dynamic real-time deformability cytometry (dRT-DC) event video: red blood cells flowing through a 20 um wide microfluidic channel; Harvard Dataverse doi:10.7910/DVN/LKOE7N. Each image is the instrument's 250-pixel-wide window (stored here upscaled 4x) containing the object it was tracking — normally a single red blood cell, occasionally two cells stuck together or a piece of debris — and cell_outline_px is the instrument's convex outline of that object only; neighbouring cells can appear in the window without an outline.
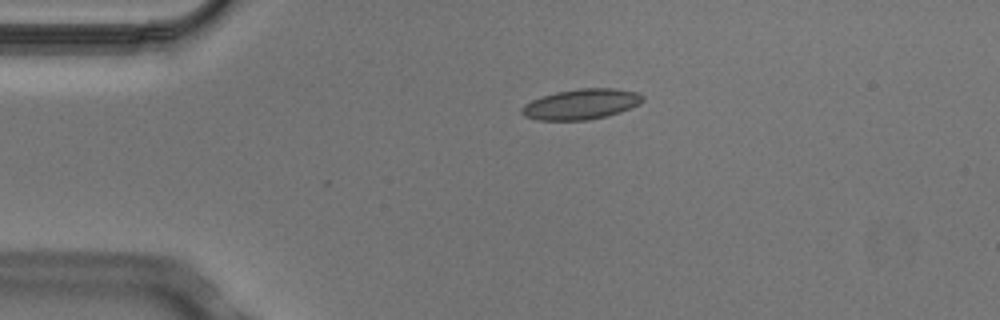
{"species": "Egyptian fruit bat (a non-hibernating species)", "species_latin": "Rousettus aegyptiacus", "temperature_condition": "cold", "stored_images_in_passage": 2, "camera_frame_rate_fps": 3000, "um_per_image_px": 0.085, "animal": {"sex": "male"}, "frame": {"image": 1, "passage_image": 2, "time_ms": 0.333, "image_size_px": [1000, 320], "cell_outline_px": [[644, 100], [640, 104], [620, 112], [588, 120], [536, 120], [524, 116], [520, 112], [520, 108], [524, 104], [532, 100], [556, 92], [580, 88], [612, 88], [636, 92], [644, 96]], "centroid_in_image_um": [49.39, 8.86], "position_along_channel_um": 35.6, "area_um2": 21.39}}